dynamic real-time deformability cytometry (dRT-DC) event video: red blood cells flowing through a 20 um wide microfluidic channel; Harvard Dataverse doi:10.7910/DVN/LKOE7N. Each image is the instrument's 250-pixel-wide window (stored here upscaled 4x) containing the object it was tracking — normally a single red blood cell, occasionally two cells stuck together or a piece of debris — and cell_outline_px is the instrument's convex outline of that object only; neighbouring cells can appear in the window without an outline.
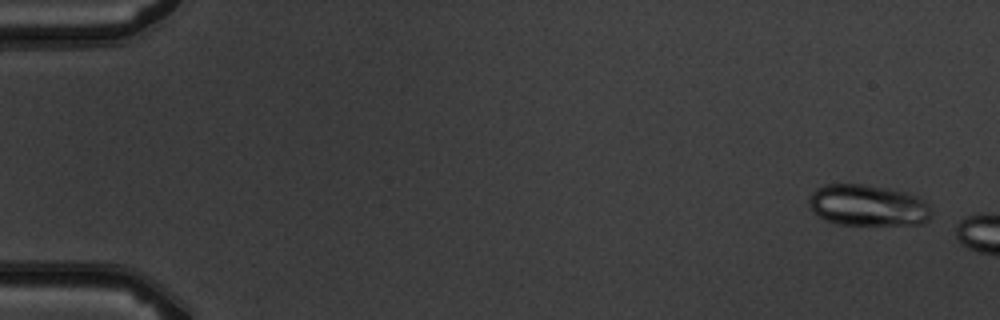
{"species": "common noctule bat (a hibernating species)", "species_latin": "Nyctalus noctula", "temperature_condition": "warm", "stored_images_in_passage": 3, "camera_frame_rate_fps": 3000, "um_per_image_px": 0.085, "animal": {"sex": "male", "body_mass_g": 19.5, "forearm_length_mm": 54.6}, "frame": {"image": 1, "passage_image": 1, "time_ms": 0.0, "image_size_px": [1000, 320], "cell_outline_px": [[932, 216], [924, 224], [836, 224], [824, 220], [808, 204], [808, 200], [812, 192], [816, 188], [824, 184], [860, 184], [888, 188], [904, 192], [916, 196], [924, 200], [928, 204], [932, 212]], "centroid_in_image_um": [73.77, 17.45], "position_along_channel_um": 11.2, "area_um2": 29.42}}